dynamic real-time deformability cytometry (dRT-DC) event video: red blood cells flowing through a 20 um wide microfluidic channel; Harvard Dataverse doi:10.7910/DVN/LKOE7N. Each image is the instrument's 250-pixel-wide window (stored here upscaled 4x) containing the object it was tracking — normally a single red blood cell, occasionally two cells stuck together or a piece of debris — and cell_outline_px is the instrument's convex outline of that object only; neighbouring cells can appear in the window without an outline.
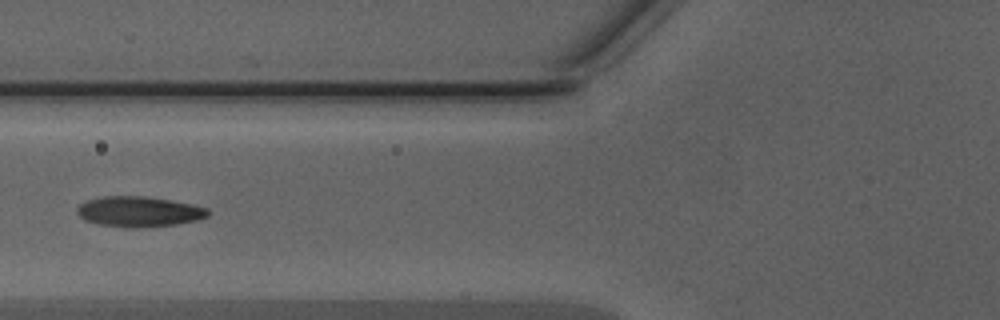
{"species": "Egyptian fruit bat (a non-hibernating species)", "species_latin": "Rousettus aegyptiacus", "temperature_condition": "warm", "stored_images_in_passage": 29, "camera_frame_rate_fps": 3000, "um_per_image_px": 0.085, "animal": {"sex": "male"}, "frame": {"image": 1, "passage_image": 2, "time_ms": 0.333, "image_size_px": [1000, 320], "cell_outline_px": [[212, 212], [208, 216], [196, 220], [176, 224], [136, 228], [128, 228], [100, 224], [84, 220], [76, 212], [76, 208], [80, 204], [88, 200], [104, 196], [144, 196], [192, 204], [208, 208]], "centroid_in_image_um": [11.82, 17.99], "position_along_channel_um": 114.0, "area_um2": 23.12}}
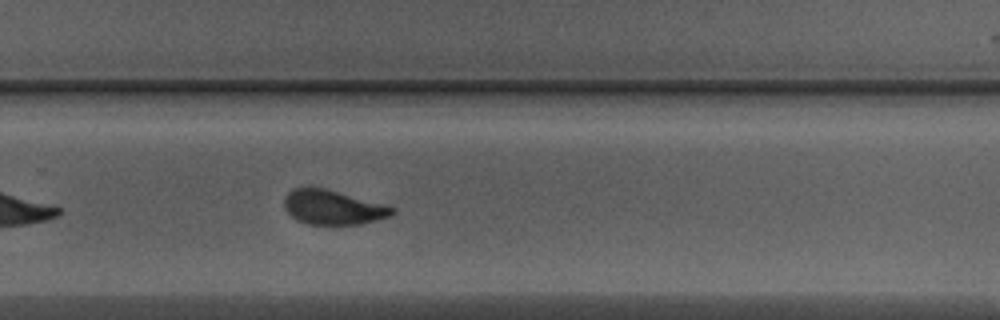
{"frame": {"image": 2, "passage_image": 15, "time_ms": 4.667, "image_size_px": [1000, 320], "cell_outline_px": [[396, 212], [392, 216], [360, 224], [308, 224], [296, 220], [284, 208], [284, 196], [292, 188], [324, 188], [388, 204], [396, 208]], "centroid_in_image_um": [28.34, 17.62], "position_along_channel_um": 301.5, "area_um2": 21.91}}
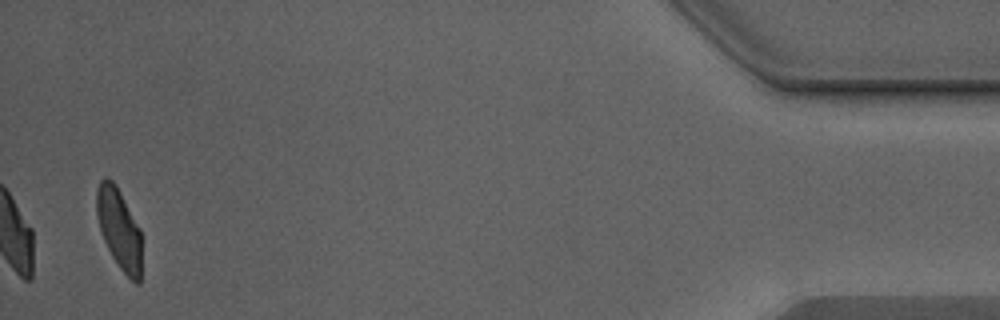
{"frame": {"image": 3, "passage_image": 29, "time_ms": 9.333, "image_size_px": [1000, 320], "cell_outline_px": [[140, 284], [136, 284], [120, 268], [112, 256], [104, 240], [100, 228], [96, 212], [96, 188], [100, 180], [104, 176], [108, 176], [116, 184], [140, 228]], "centroid_in_image_um": [10.1, 19.39], "position_along_channel_um": 425.1, "area_um2": 21.04}, "authors_computed_cell_mechanics": {"area_um2": 22.0218, "velocity_mm_per_s": 4.3307, "shape_relaxation_time_tau1_ms": 3.1346, "shape_relaxation_time_tau2_ms": 0.7115, "deformation_change_tau1": 0.1329, "deformation_change_tau2": 0.0529}}